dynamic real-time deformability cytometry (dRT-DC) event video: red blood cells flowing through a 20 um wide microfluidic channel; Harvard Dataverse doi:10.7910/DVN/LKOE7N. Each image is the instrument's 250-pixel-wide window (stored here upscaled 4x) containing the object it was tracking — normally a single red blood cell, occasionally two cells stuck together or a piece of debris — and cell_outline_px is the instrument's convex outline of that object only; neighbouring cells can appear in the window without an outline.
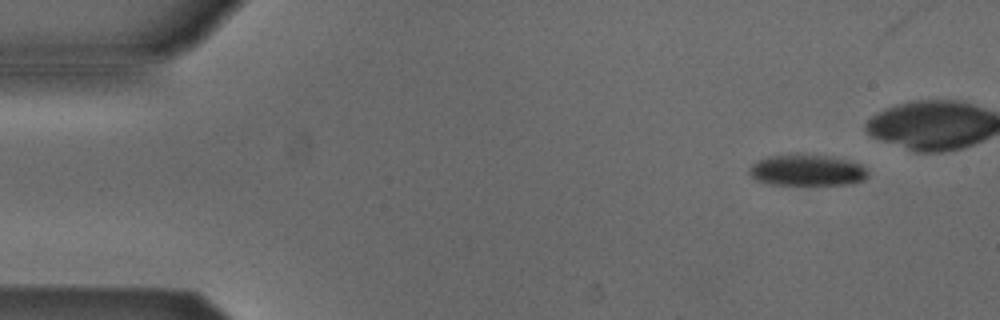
{"species": "Egyptian fruit bat (a non-hibernating species)", "species_latin": "Rousettus aegyptiacus", "temperature_condition": "cold", "stored_images_in_passage": 42, "camera_frame_rate_fps": 3000, "um_per_image_px": 0.085, "animal": {"sex": "male"}, "frame": {"image": 1, "passage_image": 2, "time_ms": 0.333, "image_size_px": [1000, 320], "cell_outline_px": [[868, 176], [864, 180], [844, 184], [772, 184], [760, 180], [752, 176], [748, 172], [748, 168], [756, 160], [768, 156], [796, 152], [824, 156], [844, 160], [860, 164], [868, 172]], "centroid_in_image_um": [68.54, 14.44], "position_along_channel_um": 16.5, "area_um2": 21.5}}
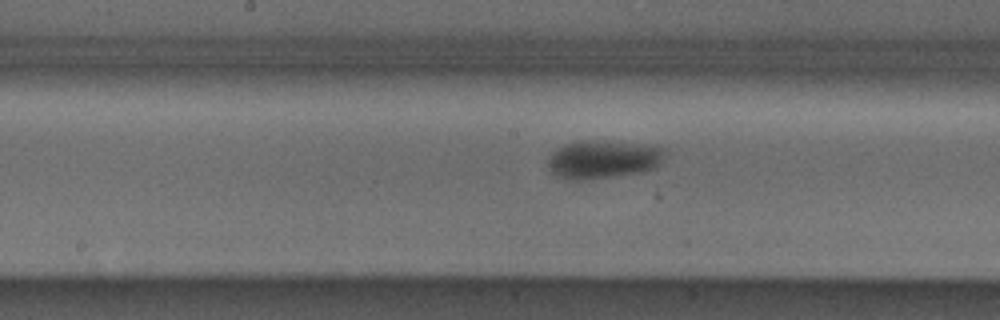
{"frame": {"image": 2, "passage_image": 24, "time_ms": 7.667, "image_size_px": [1000, 320], "cell_outline_px": [[668, 152], [660, 164], [656, 168], [644, 172], [580, 180], [576, 180], [552, 172], [548, 164], [548, 156], [552, 152], [564, 144], [580, 140], [592, 140], [644, 144], [664, 148]], "centroid_in_image_um": [51.33, 13.52], "position_along_channel_um": 196.9, "area_um2": 26.01}}
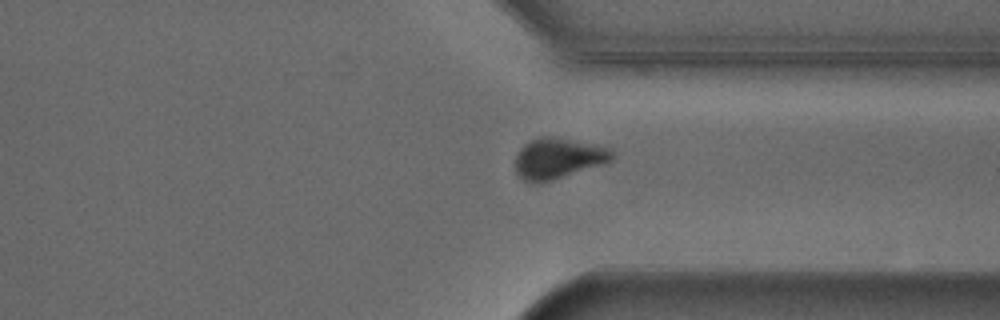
{"frame": {"image": 3, "passage_image": 37, "time_ms": 12.0, "image_size_px": [1000, 320], "cell_outline_px": [[616, 156], [612, 160], [540, 184], [532, 184], [524, 180], [516, 172], [516, 156], [520, 148], [524, 144], [532, 140], [544, 136], [552, 136], [612, 148]], "centroid_in_image_um": [47.42, 13.46], "position_along_channel_um": 364.0, "area_um2": 22.77}}